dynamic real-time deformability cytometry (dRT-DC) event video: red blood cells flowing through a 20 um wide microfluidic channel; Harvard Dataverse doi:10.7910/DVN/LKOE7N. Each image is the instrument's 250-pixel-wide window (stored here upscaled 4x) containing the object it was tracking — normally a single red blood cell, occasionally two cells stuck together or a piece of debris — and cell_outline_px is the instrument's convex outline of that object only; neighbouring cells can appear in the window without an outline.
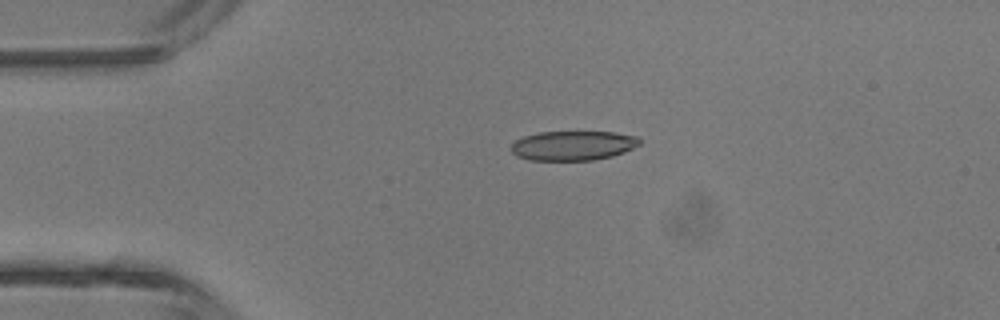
{"species": "common noctule bat (a hibernating species)", "species_latin": "Nyctalus noctula", "temperature_condition": "room temperature", "stored_images_in_passage": 3, "camera_frame_rate_fps": 3000, "um_per_image_px": 0.085, "animal": {"sex": "male", "body_mass_g": 13.3}, "frame": {"image": 1, "passage_image": 2, "time_ms": 2.333, "image_size_px": [1000, 320], "cell_outline_px": [[640, 144], [624, 152], [612, 156], [592, 160], [528, 160], [516, 156], [512, 152], [512, 144], [516, 140], [524, 136], [540, 132], [616, 132], [636, 136], [640, 140]], "centroid_in_image_um": [48.7, 12.37], "position_along_channel_um": 36.3, "area_um2": 22.02}}